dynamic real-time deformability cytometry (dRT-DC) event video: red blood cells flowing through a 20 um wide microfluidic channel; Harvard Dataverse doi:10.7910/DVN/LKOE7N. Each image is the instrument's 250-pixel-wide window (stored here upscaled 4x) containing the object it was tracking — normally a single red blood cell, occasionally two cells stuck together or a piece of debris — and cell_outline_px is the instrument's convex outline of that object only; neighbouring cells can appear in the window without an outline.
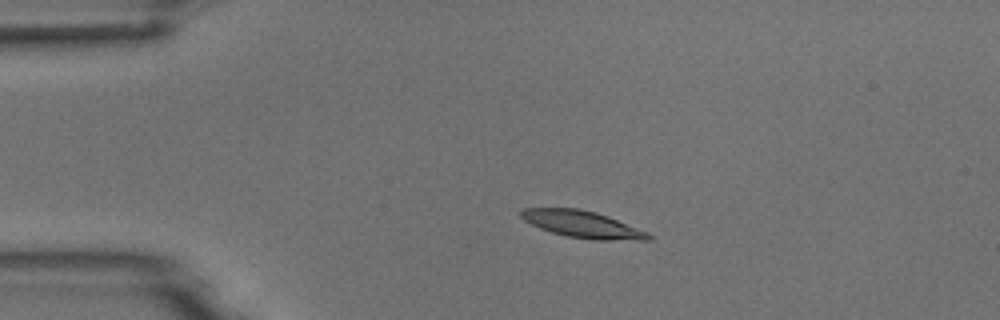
{"species": "common noctule bat (a hibernating species)", "species_latin": "Nyctalus noctula", "temperature_condition": "room temperature", "stored_images_in_passage": 14, "camera_frame_rate_fps": 3000, "um_per_image_px": 0.085, "animal": {"sex": "male", "body_mass_g": 18.8}, "frame": {"image": 1, "passage_image": 3, "time_ms": 2.333, "image_size_px": [1000, 320], "cell_outline_px": [[652, 240], [592, 240], [568, 236], [552, 232], [540, 228], [524, 220], [520, 216], [520, 208], [580, 208], [596, 212], [608, 216], [648, 232], [652, 236]], "centroid_in_image_um": [49.52, 19.06], "position_along_channel_um": 35.5, "area_um2": 20.0}}
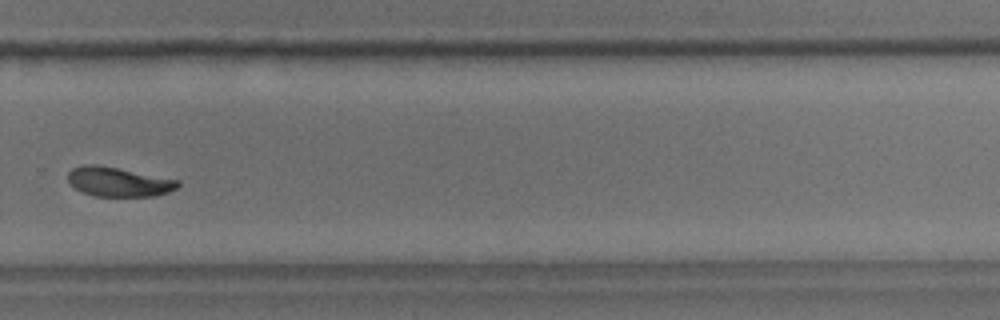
{"frame": {"image": 2, "passage_image": 10, "time_ms": 11.0, "image_size_px": [1000, 320], "cell_outline_px": [[180, 184], [176, 188], [168, 192], [156, 196], [92, 196], [76, 188], [68, 180], [68, 172], [72, 168], [84, 164], [96, 164], [180, 180]], "centroid_in_image_um": [10.08, 15.45], "position_along_channel_um": 319.7, "area_um2": 18.73}}
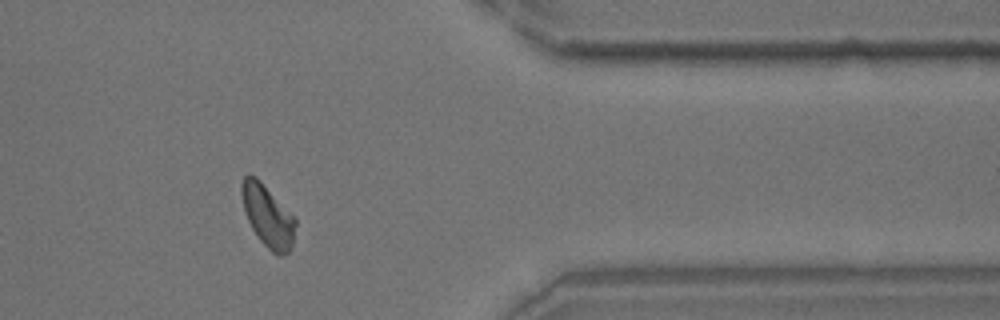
{"frame": {"image": 3, "passage_image": 12, "time_ms": 13.333, "image_size_px": [1000, 320], "cell_outline_px": [[296, 224], [292, 244], [288, 252], [284, 256], [276, 256], [260, 240], [252, 228], [244, 212], [240, 192], [240, 184], [244, 176], [248, 172], [256, 176], [260, 180], [296, 220]], "centroid_in_image_um": [22.71, 18.34], "position_along_channel_um": 388.7, "area_um2": 19.36}}